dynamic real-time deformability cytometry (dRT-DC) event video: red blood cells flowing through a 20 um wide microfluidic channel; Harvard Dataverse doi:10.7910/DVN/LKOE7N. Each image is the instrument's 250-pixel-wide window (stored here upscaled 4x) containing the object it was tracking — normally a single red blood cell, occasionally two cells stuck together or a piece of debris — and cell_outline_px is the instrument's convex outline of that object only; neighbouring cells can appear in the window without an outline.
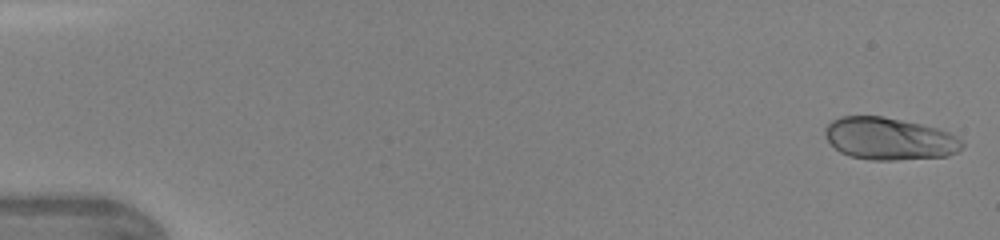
{"species": "human", "species_latin": "Homo sapiens", "temperature_condition": "warm", "stored_images_in_passage": 44, "camera_frame_rate_fps": 3000, "um_per_image_px": 0.085, "donor": {"sex": "female"}, "frame": {"image": 1, "passage_image": 1, "time_ms": 0.0, "image_size_px": [1000, 240], "cell_outline_px": [[964, 144], [956, 152], [948, 156], [896, 160], [872, 160], [848, 156], [840, 152], [828, 140], [824, 132], [824, 128], [832, 120], [840, 116], [884, 116], [920, 124], [936, 128], [948, 132], [956, 136]], "centroid_in_image_um": [75.56, 11.79], "position_along_channel_um": 9.4, "area_um2": 33.7}}
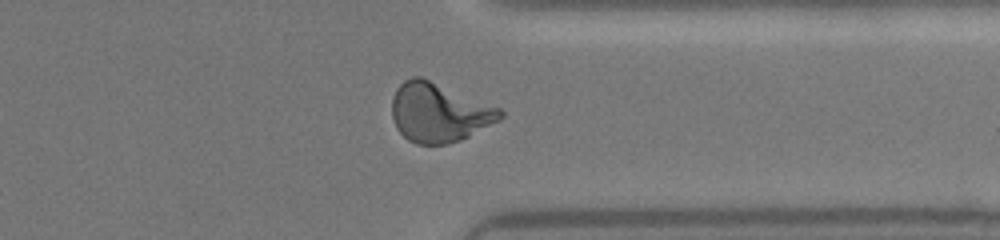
{"frame": {"image": 2, "passage_image": 35, "time_ms": 11.333, "image_size_px": [1000, 240], "cell_outline_px": [[504, 116], [500, 120], [460, 140], [448, 144], [416, 144], [408, 140], [396, 128], [392, 120], [392, 100], [396, 88], [404, 80], [412, 76], [420, 76], [500, 108], [504, 112]], "centroid_in_image_um": [37.29, 9.57], "position_along_channel_um": 374.1, "area_um2": 37.17}}
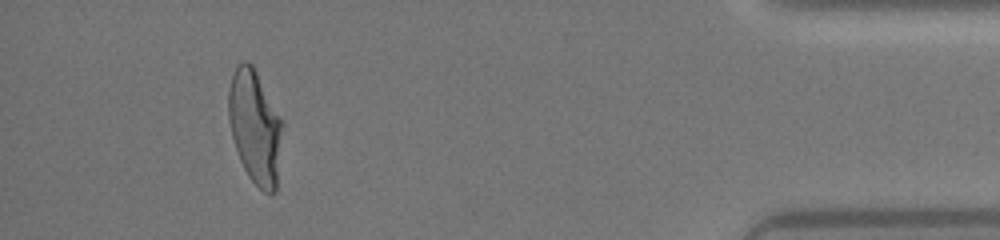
{"frame": {"image": 3, "passage_image": 41, "time_ms": 13.333, "image_size_px": [1000, 240], "cell_outline_px": [[284, 124], [276, 192], [264, 192], [248, 176], [240, 160], [232, 136], [228, 120], [228, 92], [232, 72], [236, 64], [240, 60], [248, 60], [252, 64], [280, 116]], "centroid_in_image_um": [21.67, 10.75], "position_along_channel_um": 413.5, "area_um2": 35.95}}